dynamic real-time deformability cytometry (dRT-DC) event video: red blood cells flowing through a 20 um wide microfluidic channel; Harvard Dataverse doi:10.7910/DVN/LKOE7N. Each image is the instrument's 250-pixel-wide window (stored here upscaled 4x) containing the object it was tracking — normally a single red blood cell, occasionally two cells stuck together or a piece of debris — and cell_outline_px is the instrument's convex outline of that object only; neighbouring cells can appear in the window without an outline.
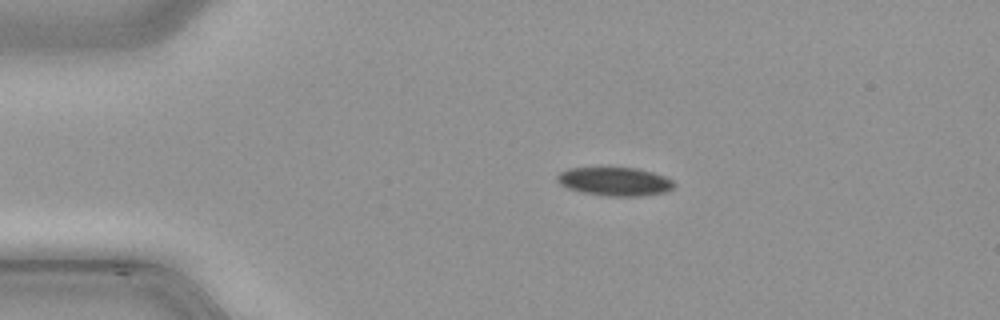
{"species": "common noctule bat (a hibernating species)", "species_latin": "Nyctalus noctula", "temperature_condition": "cold", "stored_images_in_passage": 48, "camera_frame_rate_fps": 3000, "um_per_image_px": 0.085, "animal": {"sex": "male", "body_mass_g": 21.5, "forearm_length_mm": 52.0}, "frame": {"image": 1, "passage_image": 9, "time_ms": 2.667, "image_size_px": [1000, 320], "cell_outline_px": [[676, 184], [668, 192], [644, 196], [604, 196], [584, 192], [568, 188], [560, 184], [556, 180], [556, 176], [560, 172], [568, 168], [636, 168], [652, 172], [664, 176], [672, 180]], "centroid_in_image_um": [52.28, 15.43], "position_along_channel_um": 32.7, "area_um2": 19.48}}
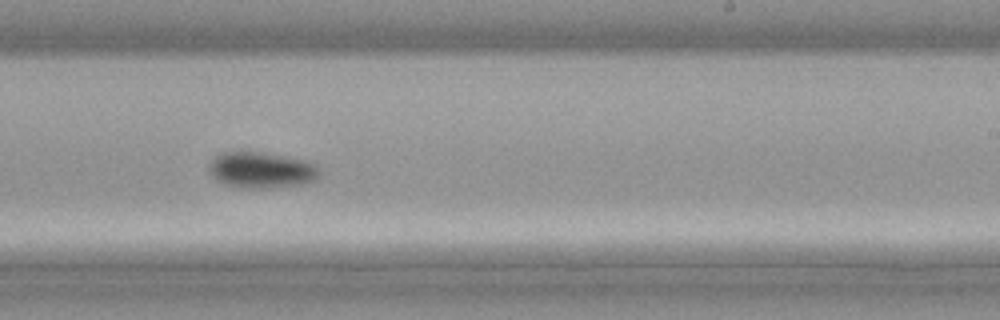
{"frame": {"image": 2, "passage_image": 29, "time_ms": 9.333, "image_size_px": [1000, 320], "cell_outline_px": [[320, 172], [316, 180], [300, 184], [272, 188], [236, 188], [224, 184], [216, 180], [212, 176], [208, 168], [208, 164], [216, 156], [224, 152], [256, 152], [284, 156], [300, 160], [312, 164]], "centroid_in_image_um": [22.15, 14.48], "position_along_channel_um": 266.9, "area_um2": 22.95}}
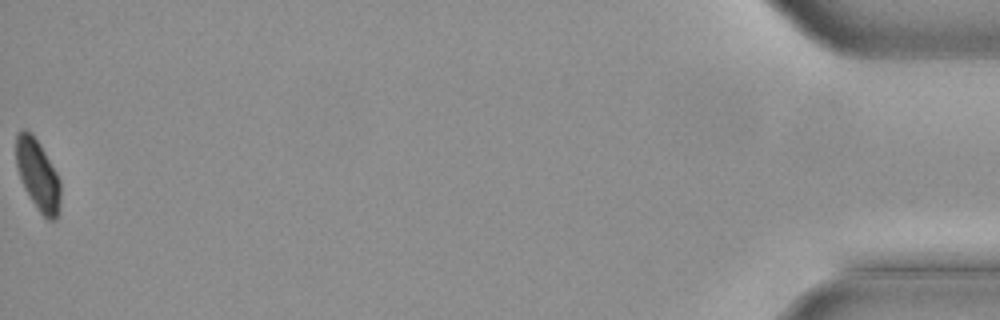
{"frame": {"image": 3, "passage_image": 48, "time_ms": 15.667, "image_size_px": [1000, 320], "cell_outline_px": [[60, 208], [56, 220], [48, 220], [40, 212], [24, 188], [16, 164], [16, 136], [20, 128], [24, 128], [32, 132], [40, 144], [56, 172], [60, 180]], "centroid_in_image_um": [3.22, 14.84], "position_along_channel_um": 432.0, "area_um2": 18.32}}